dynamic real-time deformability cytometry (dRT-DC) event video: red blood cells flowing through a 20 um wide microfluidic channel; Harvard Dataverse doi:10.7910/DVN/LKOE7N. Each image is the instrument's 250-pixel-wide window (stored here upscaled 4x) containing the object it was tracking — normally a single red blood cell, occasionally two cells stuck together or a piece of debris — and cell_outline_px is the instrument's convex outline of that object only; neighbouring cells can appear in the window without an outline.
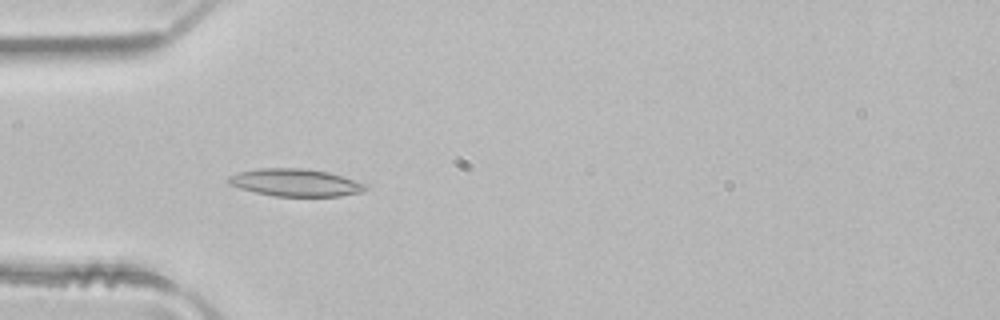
{"species": "common noctule bat (a hibernating species)", "species_latin": "Nyctalus noctula", "temperature_condition": "room temperature", "stored_images_in_passage": 4, "camera_frame_rate_fps": 3000, "um_per_image_px": 0.085, "animal": {"sex": "male", "body_mass_g": 21.5, "forearm_length_mm": 52.0}, "frame": {"image": 1, "passage_image": 4, "time_ms": 1.0, "image_size_px": [1000, 320], "cell_outline_px": [[368, 188], [360, 192], [340, 196], [272, 196], [240, 188], [228, 184], [224, 180], [228, 176], [240, 172], [260, 168], [304, 168], [328, 172], [368, 184]], "centroid_in_image_um": [25.09, 15.52], "position_along_channel_um": 59.9, "area_um2": 21.96}}